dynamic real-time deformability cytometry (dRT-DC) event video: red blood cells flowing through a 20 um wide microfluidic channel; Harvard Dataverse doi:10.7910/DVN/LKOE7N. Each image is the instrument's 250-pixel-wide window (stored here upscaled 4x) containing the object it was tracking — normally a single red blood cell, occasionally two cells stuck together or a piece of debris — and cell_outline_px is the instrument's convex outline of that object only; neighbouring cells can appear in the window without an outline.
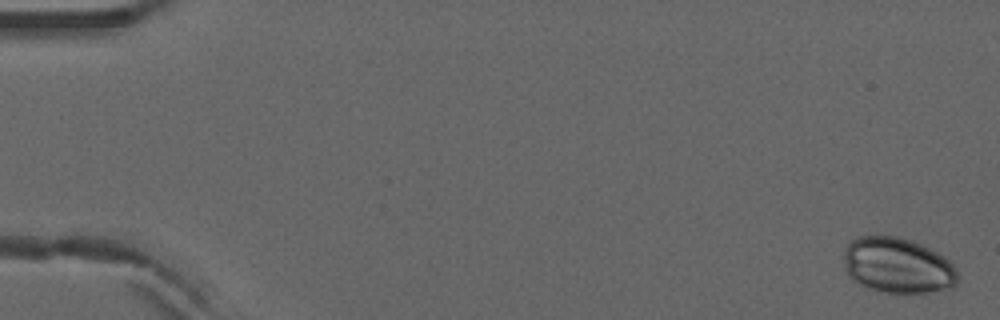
{"species": "common noctule bat (a hibernating species)", "species_latin": "Nyctalus noctula", "temperature_condition": "warm", "stored_images_in_passage": 5, "camera_frame_rate_fps": 3000, "um_per_image_px": 0.085, "animal": {"sex": "male", "forearm_length_mm": 52.5}, "frame": {"image": 1, "passage_image": 1, "time_ms": 0.0, "image_size_px": [1000, 320], "cell_outline_px": [[956, 284], [952, 288], [928, 292], [884, 292], [868, 288], [852, 280], [848, 276], [844, 260], [844, 248], [856, 236], [896, 236], [912, 240], [944, 256], [956, 268]], "centroid_in_image_um": [76.27, 22.55], "position_along_channel_um": 8.7, "area_um2": 36.76}}